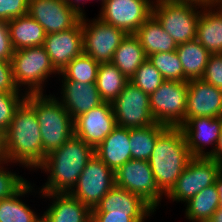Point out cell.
<instances>
[{
	"mask_svg": "<svg viewBox=\"0 0 222 222\" xmlns=\"http://www.w3.org/2000/svg\"><path fill=\"white\" fill-rule=\"evenodd\" d=\"M154 0H106L98 18L126 34H135L152 15Z\"/></svg>",
	"mask_w": 222,
	"mask_h": 222,
	"instance_id": "obj_13",
	"label": "cell"
},
{
	"mask_svg": "<svg viewBox=\"0 0 222 222\" xmlns=\"http://www.w3.org/2000/svg\"><path fill=\"white\" fill-rule=\"evenodd\" d=\"M51 199L42 217L46 222H91L92 210L70 193L41 194Z\"/></svg>",
	"mask_w": 222,
	"mask_h": 222,
	"instance_id": "obj_20",
	"label": "cell"
},
{
	"mask_svg": "<svg viewBox=\"0 0 222 222\" xmlns=\"http://www.w3.org/2000/svg\"><path fill=\"white\" fill-rule=\"evenodd\" d=\"M153 214H110V212H92L91 222H145Z\"/></svg>",
	"mask_w": 222,
	"mask_h": 222,
	"instance_id": "obj_39",
	"label": "cell"
},
{
	"mask_svg": "<svg viewBox=\"0 0 222 222\" xmlns=\"http://www.w3.org/2000/svg\"><path fill=\"white\" fill-rule=\"evenodd\" d=\"M14 49L11 43L8 24L0 21V60L11 61Z\"/></svg>",
	"mask_w": 222,
	"mask_h": 222,
	"instance_id": "obj_41",
	"label": "cell"
},
{
	"mask_svg": "<svg viewBox=\"0 0 222 222\" xmlns=\"http://www.w3.org/2000/svg\"><path fill=\"white\" fill-rule=\"evenodd\" d=\"M5 161L4 133L0 130V162Z\"/></svg>",
	"mask_w": 222,
	"mask_h": 222,
	"instance_id": "obj_44",
	"label": "cell"
},
{
	"mask_svg": "<svg viewBox=\"0 0 222 222\" xmlns=\"http://www.w3.org/2000/svg\"><path fill=\"white\" fill-rule=\"evenodd\" d=\"M25 93H5L0 91V130L8 129L16 108L25 99Z\"/></svg>",
	"mask_w": 222,
	"mask_h": 222,
	"instance_id": "obj_35",
	"label": "cell"
},
{
	"mask_svg": "<svg viewBox=\"0 0 222 222\" xmlns=\"http://www.w3.org/2000/svg\"><path fill=\"white\" fill-rule=\"evenodd\" d=\"M92 212H110V214H153L156 212L140 196L128 190L114 186L92 209Z\"/></svg>",
	"mask_w": 222,
	"mask_h": 222,
	"instance_id": "obj_22",
	"label": "cell"
},
{
	"mask_svg": "<svg viewBox=\"0 0 222 222\" xmlns=\"http://www.w3.org/2000/svg\"><path fill=\"white\" fill-rule=\"evenodd\" d=\"M34 187L27 181L11 197L0 200V222H37L42 216L37 215L33 209L22 201L23 196L32 192L36 194L40 191H34Z\"/></svg>",
	"mask_w": 222,
	"mask_h": 222,
	"instance_id": "obj_25",
	"label": "cell"
},
{
	"mask_svg": "<svg viewBox=\"0 0 222 222\" xmlns=\"http://www.w3.org/2000/svg\"><path fill=\"white\" fill-rule=\"evenodd\" d=\"M114 186V171L94 155L88 161L70 194L92 210Z\"/></svg>",
	"mask_w": 222,
	"mask_h": 222,
	"instance_id": "obj_12",
	"label": "cell"
},
{
	"mask_svg": "<svg viewBox=\"0 0 222 222\" xmlns=\"http://www.w3.org/2000/svg\"><path fill=\"white\" fill-rule=\"evenodd\" d=\"M60 97H56L74 120L79 115L104 103L96 83L61 80Z\"/></svg>",
	"mask_w": 222,
	"mask_h": 222,
	"instance_id": "obj_19",
	"label": "cell"
},
{
	"mask_svg": "<svg viewBox=\"0 0 222 222\" xmlns=\"http://www.w3.org/2000/svg\"><path fill=\"white\" fill-rule=\"evenodd\" d=\"M208 1L154 0L152 15L175 43L180 45L196 39L201 9Z\"/></svg>",
	"mask_w": 222,
	"mask_h": 222,
	"instance_id": "obj_5",
	"label": "cell"
},
{
	"mask_svg": "<svg viewBox=\"0 0 222 222\" xmlns=\"http://www.w3.org/2000/svg\"><path fill=\"white\" fill-rule=\"evenodd\" d=\"M74 135L94 149L117 126L112 105L104 102L74 119Z\"/></svg>",
	"mask_w": 222,
	"mask_h": 222,
	"instance_id": "obj_14",
	"label": "cell"
},
{
	"mask_svg": "<svg viewBox=\"0 0 222 222\" xmlns=\"http://www.w3.org/2000/svg\"><path fill=\"white\" fill-rule=\"evenodd\" d=\"M192 117H222V90L203 81H188L186 122Z\"/></svg>",
	"mask_w": 222,
	"mask_h": 222,
	"instance_id": "obj_18",
	"label": "cell"
},
{
	"mask_svg": "<svg viewBox=\"0 0 222 222\" xmlns=\"http://www.w3.org/2000/svg\"><path fill=\"white\" fill-rule=\"evenodd\" d=\"M94 155L92 146L71 136L60 148L48 154L38 168L48 176L41 189L38 188L41 194L70 193Z\"/></svg>",
	"mask_w": 222,
	"mask_h": 222,
	"instance_id": "obj_2",
	"label": "cell"
},
{
	"mask_svg": "<svg viewBox=\"0 0 222 222\" xmlns=\"http://www.w3.org/2000/svg\"><path fill=\"white\" fill-rule=\"evenodd\" d=\"M216 185L219 191V200H220V207H222V170L220 171L217 180H216Z\"/></svg>",
	"mask_w": 222,
	"mask_h": 222,
	"instance_id": "obj_45",
	"label": "cell"
},
{
	"mask_svg": "<svg viewBox=\"0 0 222 222\" xmlns=\"http://www.w3.org/2000/svg\"><path fill=\"white\" fill-rule=\"evenodd\" d=\"M147 59L161 73L164 80L185 82L184 70L176 50L154 53Z\"/></svg>",
	"mask_w": 222,
	"mask_h": 222,
	"instance_id": "obj_33",
	"label": "cell"
},
{
	"mask_svg": "<svg viewBox=\"0 0 222 222\" xmlns=\"http://www.w3.org/2000/svg\"><path fill=\"white\" fill-rule=\"evenodd\" d=\"M180 128L192 157H211L221 134L222 117H192ZM208 145L212 146L209 152Z\"/></svg>",
	"mask_w": 222,
	"mask_h": 222,
	"instance_id": "obj_16",
	"label": "cell"
},
{
	"mask_svg": "<svg viewBox=\"0 0 222 222\" xmlns=\"http://www.w3.org/2000/svg\"><path fill=\"white\" fill-rule=\"evenodd\" d=\"M164 81L161 73L148 61V59L141 64L134 76L130 79V82L149 96L156 91Z\"/></svg>",
	"mask_w": 222,
	"mask_h": 222,
	"instance_id": "obj_34",
	"label": "cell"
},
{
	"mask_svg": "<svg viewBox=\"0 0 222 222\" xmlns=\"http://www.w3.org/2000/svg\"><path fill=\"white\" fill-rule=\"evenodd\" d=\"M0 91L5 93H23L15 84L11 61L0 60Z\"/></svg>",
	"mask_w": 222,
	"mask_h": 222,
	"instance_id": "obj_40",
	"label": "cell"
},
{
	"mask_svg": "<svg viewBox=\"0 0 222 222\" xmlns=\"http://www.w3.org/2000/svg\"><path fill=\"white\" fill-rule=\"evenodd\" d=\"M37 222H46L43 217H41Z\"/></svg>",
	"mask_w": 222,
	"mask_h": 222,
	"instance_id": "obj_48",
	"label": "cell"
},
{
	"mask_svg": "<svg viewBox=\"0 0 222 222\" xmlns=\"http://www.w3.org/2000/svg\"><path fill=\"white\" fill-rule=\"evenodd\" d=\"M28 14L44 28L46 34L68 30L82 18L63 0H29Z\"/></svg>",
	"mask_w": 222,
	"mask_h": 222,
	"instance_id": "obj_15",
	"label": "cell"
},
{
	"mask_svg": "<svg viewBox=\"0 0 222 222\" xmlns=\"http://www.w3.org/2000/svg\"><path fill=\"white\" fill-rule=\"evenodd\" d=\"M188 81L165 80L150 96V109L156 123L181 127L186 123Z\"/></svg>",
	"mask_w": 222,
	"mask_h": 222,
	"instance_id": "obj_7",
	"label": "cell"
},
{
	"mask_svg": "<svg viewBox=\"0 0 222 222\" xmlns=\"http://www.w3.org/2000/svg\"><path fill=\"white\" fill-rule=\"evenodd\" d=\"M7 24L14 50L44 45L46 32L29 14L12 19Z\"/></svg>",
	"mask_w": 222,
	"mask_h": 222,
	"instance_id": "obj_24",
	"label": "cell"
},
{
	"mask_svg": "<svg viewBox=\"0 0 222 222\" xmlns=\"http://www.w3.org/2000/svg\"><path fill=\"white\" fill-rule=\"evenodd\" d=\"M219 199L216 183L202 189L184 203L185 218L190 222H208L220 207Z\"/></svg>",
	"mask_w": 222,
	"mask_h": 222,
	"instance_id": "obj_28",
	"label": "cell"
},
{
	"mask_svg": "<svg viewBox=\"0 0 222 222\" xmlns=\"http://www.w3.org/2000/svg\"><path fill=\"white\" fill-rule=\"evenodd\" d=\"M114 175L116 186L140 196L155 211L159 209L165 195L157 187L148 161L130 159Z\"/></svg>",
	"mask_w": 222,
	"mask_h": 222,
	"instance_id": "obj_10",
	"label": "cell"
},
{
	"mask_svg": "<svg viewBox=\"0 0 222 222\" xmlns=\"http://www.w3.org/2000/svg\"><path fill=\"white\" fill-rule=\"evenodd\" d=\"M29 0H0V21L8 22L28 14Z\"/></svg>",
	"mask_w": 222,
	"mask_h": 222,
	"instance_id": "obj_37",
	"label": "cell"
},
{
	"mask_svg": "<svg viewBox=\"0 0 222 222\" xmlns=\"http://www.w3.org/2000/svg\"><path fill=\"white\" fill-rule=\"evenodd\" d=\"M222 13V0H210Z\"/></svg>",
	"mask_w": 222,
	"mask_h": 222,
	"instance_id": "obj_47",
	"label": "cell"
},
{
	"mask_svg": "<svg viewBox=\"0 0 222 222\" xmlns=\"http://www.w3.org/2000/svg\"><path fill=\"white\" fill-rule=\"evenodd\" d=\"M168 127L159 123L145 128L130 129V149L132 159L148 161L153 152L157 138Z\"/></svg>",
	"mask_w": 222,
	"mask_h": 222,
	"instance_id": "obj_31",
	"label": "cell"
},
{
	"mask_svg": "<svg viewBox=\"0 0 222 222\" xmlns=\"http://www.w3.org/2000/svg\"><path fill=\"white\" fill-rule=\"evenodd\" d=\"M130 129L116 126L95 149V155L114 172L132 159Z\"/></svg>",
	"mask_w": 222,
	"mask_h": 222,
	"instance_id": "obj_21",
	"label": "cell"
},
{
	"mask_svg": "<svg viewBox=\"0 0 222 222\" xmlns=\"http://www.w3.org/2000/svg\"><path fill=\"white\" fill-rule=\"evenodd\" d=\"M201 79L222 90V54L210 55Z\"/></svg>",
	"mask_w": 222,
	"mask_h": 222,
	"instance_id": "obj_38",
	"label": "cell"
},
{
	"mask_svg": "<svg viewBox=\"0 0 222 222\" xmlns=\"http://www.w3.org/2000/svg\"><path fill=\"white\" fill-rule=\"evenodd\" d=\"M192 158L180 127H168L155 143L148 160L159 190L166 195Z\"/></svg>",
	"mask_w": 222,
	"mask_h": 222,
	"instance_id": "obj_3",
	"label": "cell"
},
{
	"mask_svg": "<svg viewBox=\"0 0 222 222\" xmlns=\"http://www.w3.org/2000/svg\"><path fill=\"white\" fill-rule=\"evenodd\" d=\"M7 164V165H6ZM9 162H0V200L11 197L15 194L28 180L13 170L9 171L7 167ZM5 165V166H4Z\"/></svg>",
	"mask_w": 222,
	"mask_h": 222,
	"instance_id": "obj_36",
	"label": "cell"
},
{
	"mask_svg": "<svg viewBox=\"0 0 222 222\" xmlns=\"http://www.w3.org/2000/svg\"><path fill=\"white\" fill-rule=\"evenodd\" d=\"M71 9H73L80 17H85L84 4L89 0H63Z\"/></svg>",
	"mask_w": 222,
	"mask_h": 222,
	"instance_id": "obj_42",
	"label": "cell"
},
{
	"mask_svg": "<svg viewBox=\"0 0 222 222\" xmlns=\"http://www.w3.org/2000/svg\"><path fill=\"white\" fill-rule=\"evenodd\" d=\"M196 39L210 54H222V13L210 0L201 9Z\"/></svg>",
	"mask_w": 222,
	"mask_h": 222,
	"instance_id": "obj_23",
	"label": "cell"
},
{
	"mask_svg": "<svg viewBox=\"0 0 222 222\" xmlns=\"http://www.w3.org/2000/svg\"><path fill=\"white\" fill-rule=\"evenodd\" d=\"M129 81L114 64H99L96 87L104 102L112 103Z\"/></svg>",
	"mask_w": 222,
	"mask_h": 222,
	"instance_id": "obj_30",
	"label": "cell"
},
{
	"mask_svg": "<svg viewBox=\"0 0 222 222\" xmlns=\"http://www.w3.org/2000/svg\"><path fill=\"white\" fill-rule=\"evenodd\" d=\"M82 18L72 28L46 34L43 47L49 55L52 66L58 73L77 56L83 53Z\"/></svg>",
	"mask_w": 222,
	"mask_h": 222,
	"instance_id": "obj_17",
	"label": "cell"
},
{
	"mask_svg": "<svg viewBox=\"0 0 222 222\" xmlns=\"http://www.w3.org/2000/svg\"><path fill=\"white\" fill-rule=\"evenodd\" d=\"M4 149L6 162L19 164L30 171L38 170L46 158L34 107L26 99L16 108L4 133Z\"/></svg>",
	"mask_w": 222,
	"mask_h": 222,
	"instance_id": "obj_1",
	"label": "cell"
},
{
	"mask_svg": "<svg viewBox=\"0 0 222 222\" xmlns=\"http://www.w3.org/2000/svg\"><path fill=\"white\" fill-rule=\"evenodd\" d=\"M11 66L15 84L25 94L44 93L50 75L59 74L43 46L14 50Z\"/></svg>",
	"mask_w": 222,
	"mask_h": 222,
	"instance_id": "obj_6",
	"label": "cell"
},
{
	"mask_svg": "<svg viewBox=\"0 0 222 222\" xmlns=\"http://www.w3.org/2000/svg\"><path fill=\"white\" fill-rule=\"evenodd\" d=\"M176 53L182 63L185 81L201 79L210 53L197 39L177 45Z\"/></svg>",
	"mask_w": 222,
	"mask_h": 222,
	"instance_id": "obj_29",
	"label": "cell"
},
{
	"mask_svg": "<svg viewBox=\"0 0 222 222\" xmlns=\"http://www.w3.org/2000/svg\"><path fill=\"white\" fill-rule=\"evenodd\" d=\"M25 99L34 107L47 156L74 135V120L54 94H26Z\"/></svg>",
	"mask_w": 222,
	"mask_h": 222,
	"instance_id": "obj_4",
	"label": "cell"
},
{
	"mask_svg": "<svg viewBox=\"0 0 222 222\" xmlns=\"http://www.w3.org/2000/svg\"><path fill=\"white\" fill-rule=\"evenodd\" d=\"M99 63L84 52L74 58L61 73L62 80L77 81L81 83H96Z\"/></svg>",
	"mask_w": 222,
	"mask_h": 222,
	"instance_id": "obj_32",
	"label": "cell"
},
{
	"mask_svg": "<svg viewBox=\"0 0 222 222\" xmlns=\"http://www.w3.org/2000/svg\"><path fill=\"white\" fill-rule=\"evenodd\" d=\"M83 52L99 64L111 63L115 50L127 35L123 30L96 17H82Z\"/></svg>",
	"mask_w": 222,
	"mask_h": 222,
	"instance_id": "obj_11",
	"label": "cell"
},
{
	"mask_svg": "<svg viewBox=\"0 0 222 222\" xmlns=\"http://www.w3.org/2000/svg\"><path fill=\"white\" fill-rule=\"evenodd\" d=\"M146 56L154 53L171 52L177 49L173 38L166 33L158 20L151 15L135 32Z\"/></svg>",
	"mask_w": 222,
	"mask_h": 222,
	"instance_id": "obj_26",
	"label": "cell"
},
{
	"mask_svg": "<svg viewBox=\"0 0 222 222\" xmlns=\"http://www.w3.org/2000/svg\"><path fill=\"white\" fill-rule=\"evenodd\" d=\"M222 165L210 157H192L165 198L172 202H187L202 189L216 183Z\"/></svg>",
	"mask_w": 222,
	"mask_h": 222,
	"instance_id": "obj_8",
	"label": "cell"
},
{
	"mask_svg": "<svg viewBox=\"0 0 222 222\" xmlns=\"http://www.w3.org/2000/svg\"><path fill=\"white\" fill-rule=\"evenodd\" d=\"M89 1H90V0H89ZM98 1H99V0H98ZM100 1H101V2H100V3H101V7H102V6L105 4V1H106V0H100Z\"/></svg>",
	"mask_w": 222,
	"mask_h": 222,
	"instance_id": "obj_49",
	"label": "cell"
},
{
	"mask_svg": "<svg viewBox=\"0 0 222 222\" xmlns=\"http://www.w3.org/2000/svg\"><path fill=\"white\" fill-rule=\"evenodd\" d=\"M111 105L116 124L120 127L136 129L156 124L149 95L130 81Z\"/></svg>",
	"mask_w": 222,
	"mask_h": 222,
	"instance_id": "obj_9",
	"label": "cell"
},
{
	"mask_svg": "<svg viewBox=\"0 0 222 222\" xmlns=\"http://www.w3.org/2000/svg\"><path fill=\"white\" fill-rule=\"evenodd\" d=\"M210 158L215 159L222 165V130L215 147V152Z\"/></svg>",
	"mask_w": 222,
	"mask_h": 222,
	"instance_id": "obj_43",
	"label": "cell"
},
{
	"mask_svg": "<svg viewBox=\"0 0 222 222\" xmlns=\"http://www.w3.org/2000/svg\"><path fill=\"white\" fill-rule=\"evenodd\" d=\"M208 222H222V207H219Z\"/></svg>",
	"mask_w": 222,
	"mask_h": 222,
	"instance_id": "obj_46",
	"label": "cell"
},
{
	"mask_svg": "<svg viewBox=\"0 0 222 222\" xmlns=\"http://www.w3.org/2000/svg\"><path fill=\"white\" fill-rule=\"evenodd\" d=\"M145 60L147 56L138 37L127 34L115 50L111 63L130 80Z\"/></svg>",
	"mask_w": 222,
	"mask_h": 222,
	"instance_id": "obj_27",
	"label": "cell"
}]
</instances>
